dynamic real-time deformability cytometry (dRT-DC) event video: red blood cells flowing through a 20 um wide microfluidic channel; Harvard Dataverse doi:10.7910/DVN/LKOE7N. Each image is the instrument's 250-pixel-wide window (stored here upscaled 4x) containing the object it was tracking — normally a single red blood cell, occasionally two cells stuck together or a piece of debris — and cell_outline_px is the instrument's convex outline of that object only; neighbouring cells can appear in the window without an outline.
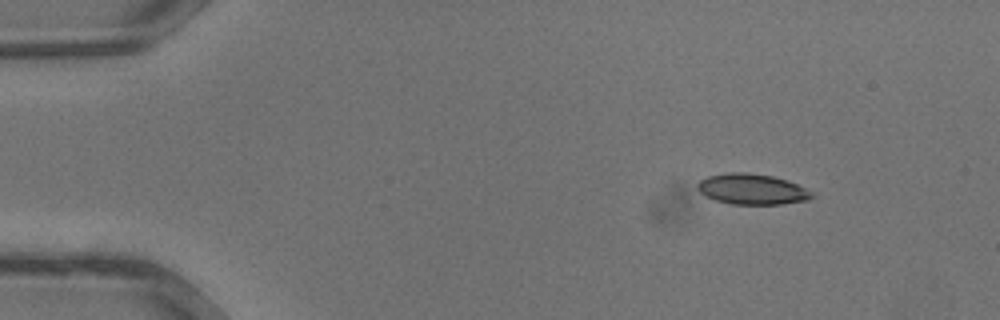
{"species": "common noctule bat (a hibernating species)", "species_latin": "Nyctalus noctula", "temperature_condition": "warm", "stored_images_in_passage": 31, "camera_frame_rate_fps": 3000, "um_per_image_px": 0.085, "animal": {"sex": "male", "body_mass_g": 13.3}, "frame": {"image": 1, "passage_image": 1, "time_ms": 0.0, "image_size_px": [1000, 320], "cell_outline_px": [[812, 196], [808, 200], [780, 204], [732, 204], [716, 200], [700, 192], [696, 188], [696, 184], [700, 180], [708, 176], [728, 172], [744, 172], [772, 176], [788, 180], [812, 192]], "centroid_in_image_um": [63.89, 16.07], "position_along_channel_um": 21.1, "area_um2": 20.23}}
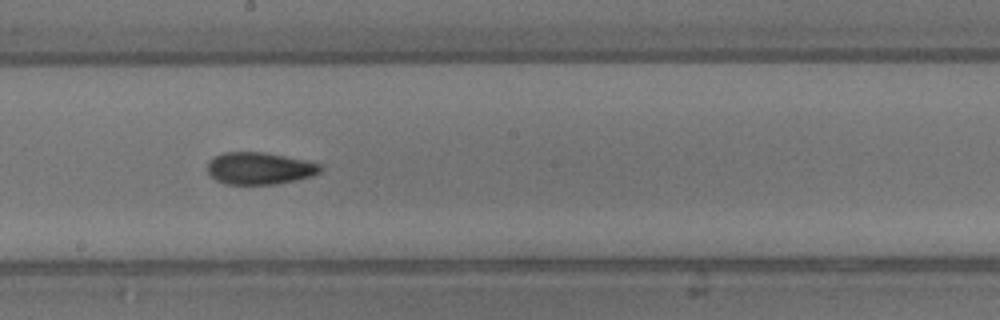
{"frame": {"image": 2, "passage_image": 16, "time_ms": 5.0, "image_size_px": [1000, 320], "cell_outline_px": [[324, 168], [320, 172], [312, 176], [296, 180], [272, 184], [228, 184], [216, 180], [208, 172], [208, 160], [224, 152], [264, 152], [304, 160], [320, 164]], "centroid_in_image_um": [22.07, 14.3], "position_along_channel_um": 226.1, "area_um2": 20.98}}
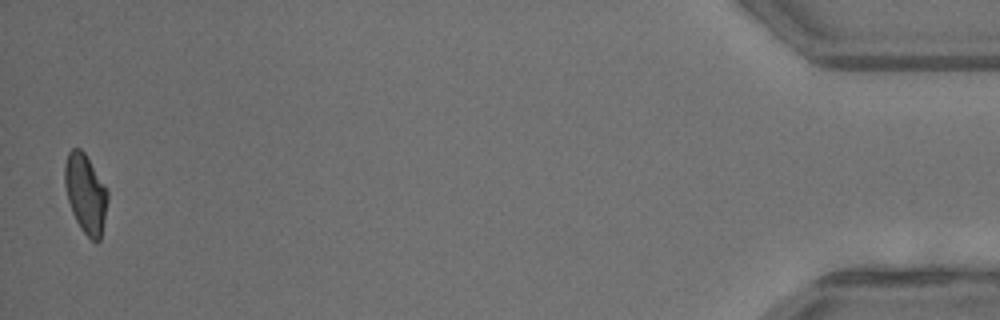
{"frame": {"image": 3, "passage_image": 31, "time_ms": 10.0, "image_size_px": [1000, 320], "cell_outline_px": [[108, 200], [100, 240], [96, 244], [80, 228], [72, 212], [68, 200], [64, 184], [64, 164], [68, 152], [72, 148], [80, 148], [84, 152], [108, 192]], "centroid_in_image_um": [7.26, 16.46], "position_along_channel_um": 427.9, "area_um2": 19.59}}